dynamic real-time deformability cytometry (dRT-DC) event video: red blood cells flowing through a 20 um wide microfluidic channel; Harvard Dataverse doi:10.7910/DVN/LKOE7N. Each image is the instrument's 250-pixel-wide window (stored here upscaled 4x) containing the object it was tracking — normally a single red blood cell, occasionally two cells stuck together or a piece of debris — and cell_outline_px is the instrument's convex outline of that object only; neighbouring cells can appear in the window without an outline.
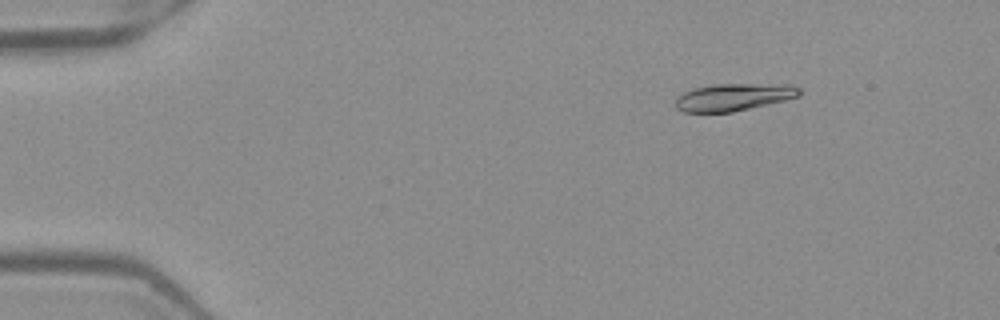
{"species": "Egyptian fruit bat (a non-hibernating species)", "species_latin": "Rousettus aegyptiacus", "temperature_condition": "warm", "stored_images_in_passage": 45, "camera_frame_rate_fps": 3000, "um_per_image_px": 0.085, "frame": {"image": 1, "passage_image": 1, "time_ms": 0.0, "image_size_px": [1000, 320], "cell_outline_px": [[800, 96], [768, 104], [732, 112], [684, 112], [676, 108], [676, 96], [692, 88], [716, 84], [792, 84], [800, 88]], "centroid_in_image_um": [62.36, 8.24], "position_along_channel_um": 22.6, "area_um2": 19.77}}
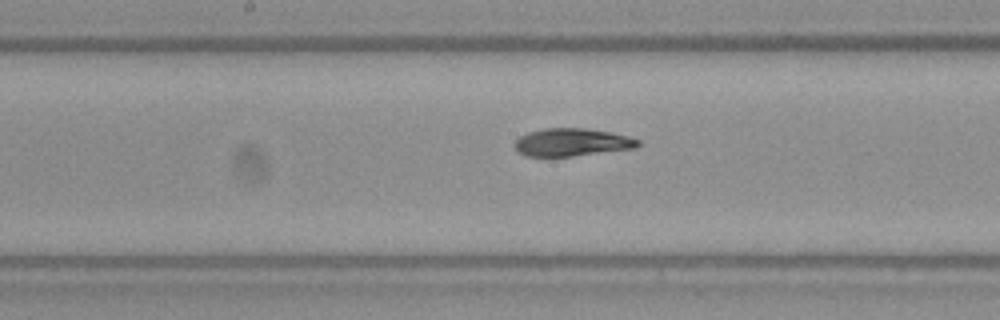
{"frame": {"image": 2, "passage_image": 21, "time_ms": 6.667, "image_size_px": [1000, 320], "cell_outline_px": [[640, 144], [636, 148], [572, 156], [524, 156], [516, 152], [512, 144], [520, 136], [528, 132], [544, 128], [584, 128], [612, 132], [628, 136], [640, 140]], "centroid_in_image_um": [48.58, 12.09], "position_along_channel_um": 199.6, "area_um2": 20.17}}
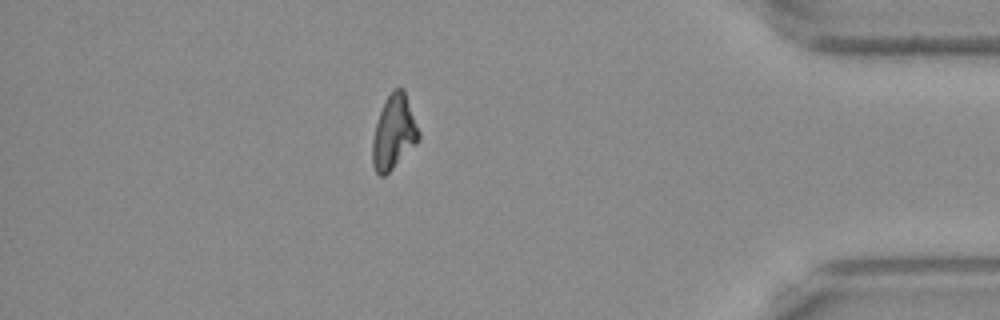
{"frame": {"image": 3, "passage_image": 39, "time_ms": 12.667, "image_size_px": [1000, 320], "cell_outline_px": [[420, 140], [384, 176], [380, 176], [376, 172], [372, 164], [372, 140], [376, 124], [380, 112], [392, 88], [404, 88], [420, 132]], "centroid_in_image_um": [33.48, 11.23], "position_along_channel_um": 401.7, "area_um2": 19.83}, "authors_computed_cell_mechanics": {"area_um2": 20.3456, "velocity_mm_per_s": 3.9865, "shape_relaxation_time_tau1_ms": null, "shape_relaxation_time_tau2_ms": 2.5689, "deformation_change_tau1": null, "deformation_change_tau2": 0.0798}}